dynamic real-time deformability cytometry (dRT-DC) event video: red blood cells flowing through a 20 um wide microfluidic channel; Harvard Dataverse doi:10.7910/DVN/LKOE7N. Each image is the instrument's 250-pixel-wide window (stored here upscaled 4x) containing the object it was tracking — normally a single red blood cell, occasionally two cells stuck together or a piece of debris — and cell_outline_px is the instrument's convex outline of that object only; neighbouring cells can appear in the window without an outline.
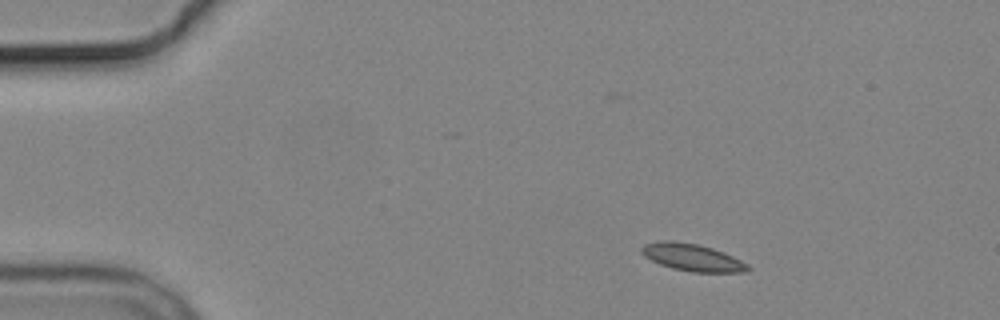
{"species": "common noctule bat (a hibernating species)", "species_latin": "Nyctalus noctula", "temperature_condition": "cold", "stored_images_in_passage": 5, "camera_frame_rate_fps": 3000, "um_per_image_px": 0.085, "animal": {"sex": "male", "body_mass_g": 19.2, "forearm_length_mm": 51.8}, "frame": {"image": 1, "passage_image": 2, "time_ms": 1.333, "image_size_px": [1000, 320], "cell_outline_px": [[752, 268], [748, 272], [692, 272], [672, 268], [660, 264], [644, 256], [640, 252], [640, 248], [644, 244], [660, 240], [672, 240], [700, 244], [724, 252], [748, 264]], "centroid_in_image_um": [58.84, 21.87], "position_along_channel_um": 26.2, "area_um2": 17.05}}
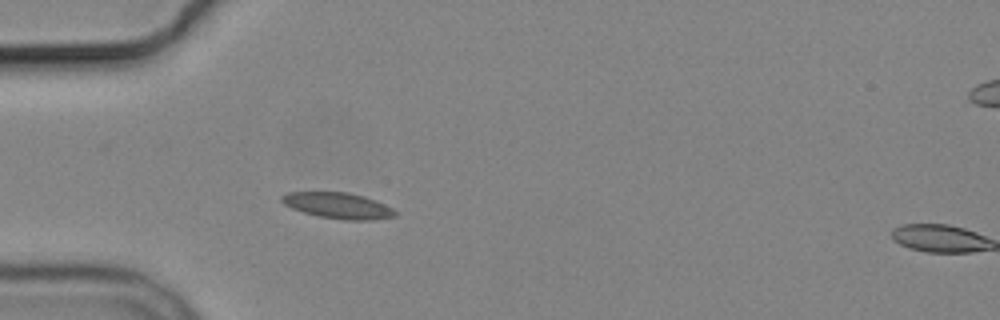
{"frame": {"image": 2, "passage_image": 4, "time_ms": 4.0, "image_size_px": [1000, 320], "cell_outline_px": [[400, 212], [396, 216], [368, 220], [344, 220], [320, 216], [304, 212], [292, 208], [284, 204], [280, 200], [280, 196], [288, 192], [348, 192], [364, 196], [376, 200]], "centroid_in_image_um": [28.75, 17.47], "position_along_channel_um": 56.2, "area_um2": 17.17}}